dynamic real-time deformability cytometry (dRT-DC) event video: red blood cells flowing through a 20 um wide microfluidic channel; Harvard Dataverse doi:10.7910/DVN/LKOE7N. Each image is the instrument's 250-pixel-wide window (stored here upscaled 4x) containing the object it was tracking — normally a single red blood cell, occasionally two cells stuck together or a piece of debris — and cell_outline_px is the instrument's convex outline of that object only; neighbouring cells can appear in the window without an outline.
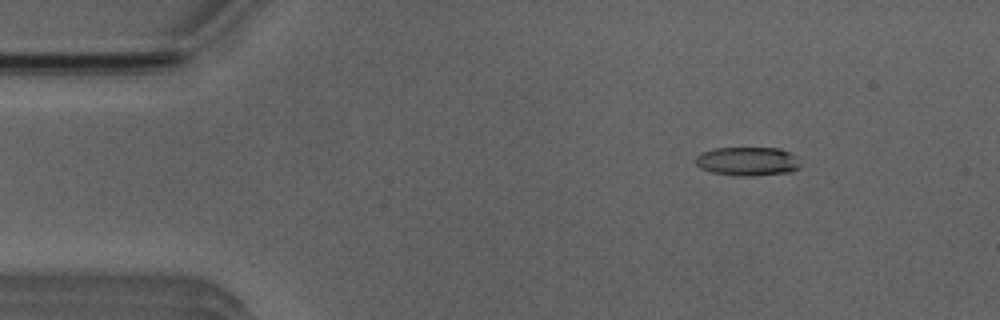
{"species": "Egyptian fruit bat (a non-hibernating species)", "species_latin": "Rousettus aegyptiacus", "temperature_condition": "room temperature", "stored_images_in_passage": 4, "camera_frame_rate_fps": 3000, "um_per_image_px": 0.085, "animal": {"sex": "male"}, "frame": {"image": 1, "passage_image": 2, "time_ms": 2.0, "image_size_px": [1000, 320], "cell_outline_px": [[800, 168], [792, 172], [744, 176], [712, 172], [700, 168], [692, 160], [696, 156], [704, 152], [716, 148], [780, 148], [796, 156], [800, 164]], "centroid_in_image_um": [63.54, 13.71], "position_along_channel_um": 21.5, "area_um2": 17.51}}